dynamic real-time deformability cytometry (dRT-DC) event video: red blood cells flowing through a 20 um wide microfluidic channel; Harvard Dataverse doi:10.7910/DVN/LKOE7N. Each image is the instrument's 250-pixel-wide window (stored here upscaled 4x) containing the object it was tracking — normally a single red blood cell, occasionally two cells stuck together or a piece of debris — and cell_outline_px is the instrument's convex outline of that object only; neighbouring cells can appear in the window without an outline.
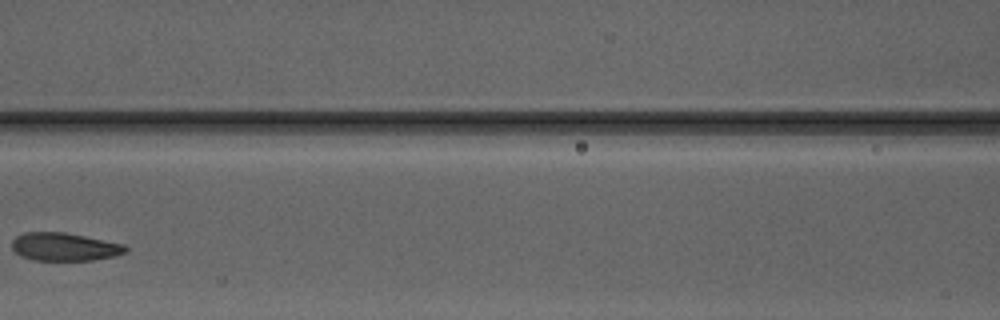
{"species": "Egyptian fruit bat (a non-hibernating species)", "species_latin": "Rousettus aegyptiacus", "temperature_condition": "warm", "stored_images_in_passage": 4, "camera_frame_rate_fps": 3000, "um_per_image_px": 0.085, "animal": {"sex": "male"}, "frame": {"image": 1, "passage_image": 4, "time_ms": 3.333, "image_size_px": [1000, 320], "cell_outline_px": [[128, 252], [116, 256], [92, 260], [32, 260], [20, 256], [12, 248], [12, 240], [16, 236], [24, 232], [64, 232], [124, 244], [128, 248]], "centroid_in_image_um": [5.48, 20.98], "position_along_channel_um": 161.1, "area_um2": 18.67}}